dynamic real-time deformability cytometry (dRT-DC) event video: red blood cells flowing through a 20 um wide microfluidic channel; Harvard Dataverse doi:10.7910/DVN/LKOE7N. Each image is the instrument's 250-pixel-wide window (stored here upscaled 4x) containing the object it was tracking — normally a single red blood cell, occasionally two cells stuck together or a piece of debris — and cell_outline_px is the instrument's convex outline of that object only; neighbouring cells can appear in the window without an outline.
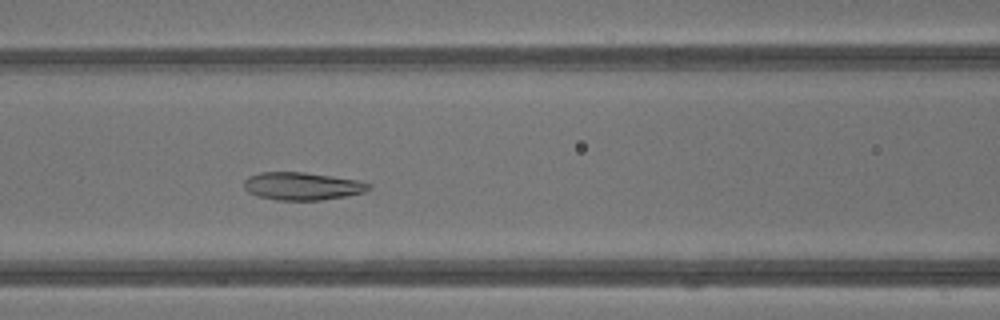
{"species": "common noctule bat (a hibernating species)", "species_latin": "Nyctalus noctula", "temperature_condition": "warm", "stored_images_in_passage": 17, "camera_frame_rate_fps": 3000, "um_per_image_px": 0.085, "animal": {"sex": "male", "body_mass_g": 13.3}, "frame": {"image": 1, "passage_image": 7, "time_ms": 2.0, "image_size_px": [1000, 320], "cell_outline_px": [[372, 188], [364, 192], [348, 196], [320, 200], [276, 200], [256, 196], [248, 192], [244, 188], [244, 180], [248, 176], [260, 172], [304, 172], [360, 180], [372, 184]], "centroid_in_image_um": [25.7, 15.82], "position_along_channel_um": 140.9, "area_um2": 20.46}}
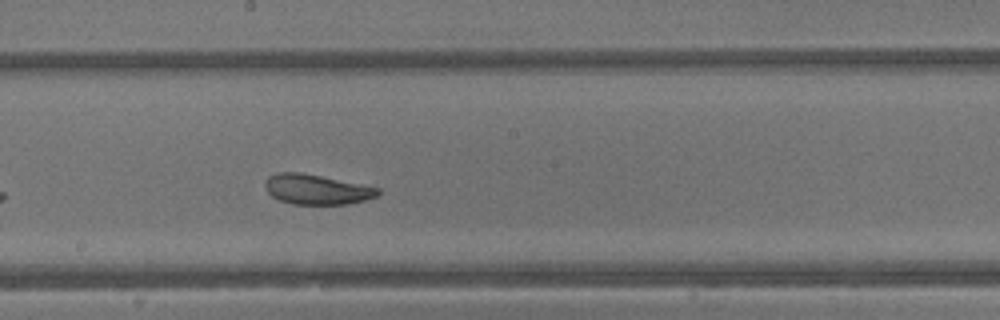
{"frame": {"image": 2, "passage_image": 12, "time_ms": 3.667, "image_size_px": [1000, 320], "cell_outline_px": [[380, 196], [348, 204], [292, 204], [280, 200], [272, 196], [264, 188], [264, 184], [268, 176], [276, 172], [300, 172], [380, 188]], "centroid_in_image_um": [26.9, 16.1], "position_along_channel_um": 221.3, "area_um2": 19.71}}
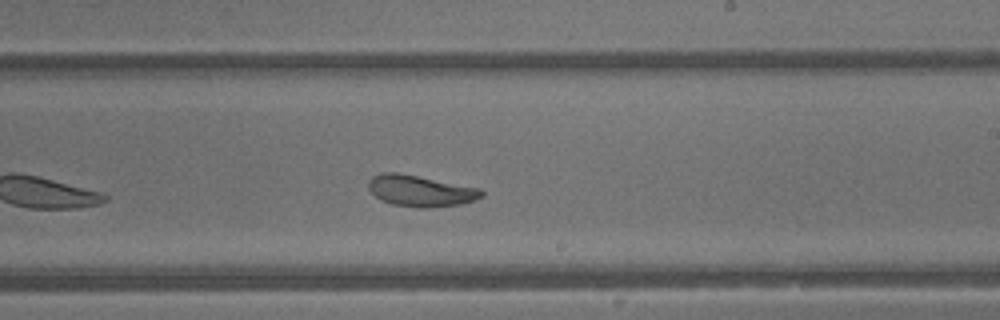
{"frame": {"image": 3, "passage_image": 14, "time_ms": 4.333, "image_size_px": [1000, 320], "cell_outline_px": [[484, 196], [460, 204], [428, 208], [416, 208], [392, 204], [380, 200], [368, 188], [368, 180], [372, 176], [384, 172], [400, 172], [480, 188], [484, 192]], "centroid_in_image_um": [35.72, 16.21], "position_along_channel_um": 253.3, "area_um2": 20.75}}